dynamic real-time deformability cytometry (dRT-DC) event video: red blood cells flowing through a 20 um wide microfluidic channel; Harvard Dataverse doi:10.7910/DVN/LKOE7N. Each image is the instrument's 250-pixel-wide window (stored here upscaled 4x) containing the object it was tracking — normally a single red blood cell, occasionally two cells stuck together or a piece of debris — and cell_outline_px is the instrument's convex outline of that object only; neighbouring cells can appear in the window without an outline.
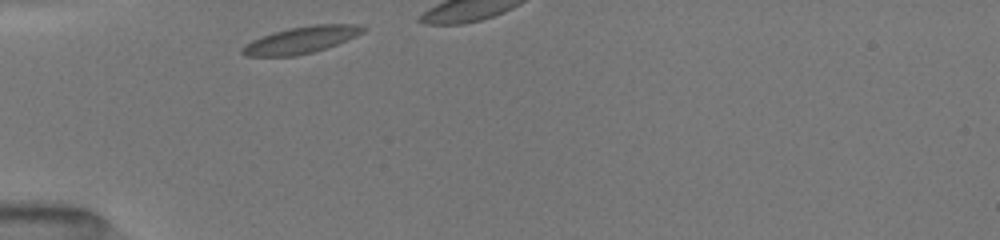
{"species": "common noctule bat (a hibernating species)", "species_latin": "Nyctalus noctula", "temperature_condition": "room temperature", "stored_images_in_passage": 6, "camera_frame_rate_fps": 3000, "um_per_image_px": 0.085, "animal": {"sex": "female", "body_mass_g": 19.5, "forearm_length_mm": 54.1}, "frame": {"image": 1, "passage_image": 1, "time_ms": 0.0, "image_size_px": [1000, 240], "cell_outline_px": [[368, 28], [364, 32], [348, 40], [312, 52], [296, 56], [244, 56], [240, 52], [240, 48], [244, 44], [260, 36], [272, 32], [288, 28], [316, 24], [360, 24]], "centroid_in_image_um": [25.58, 3.38], "position_along_channel_um": 59.4, "area_um2": 19.07}}
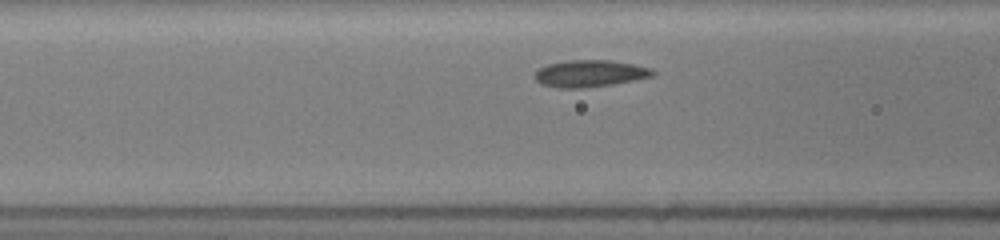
{"frame": {"image": 2, "passage_image": 5, "time_ms": 1.667, "image_size_px": [1000, 240], "cell_outline_px": [[656, 72], [652, 76], [612, 84], [584, 88], [556, 88], [540, 84], [532, 76], [540, 68], [548, 64], [568, 60], [612, 60], [652, 68]], "centroid_in_image_um": [50.1, 6.25], "position_along_channel_um": 116.5, "area_um2": 18.5}}